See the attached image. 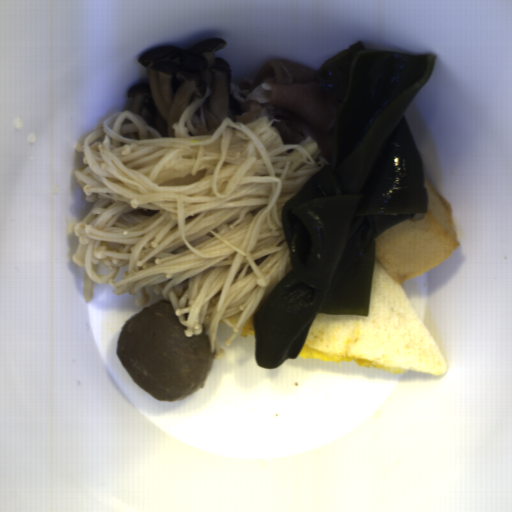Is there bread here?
Here are the masks:
<instances>
[{
	"label": "bread",
	"mask_w": 512,
	"mask_h": 512,
	"mask_svg": "<svg viewBox=\"0 0 512 512\" xmlns=\"http://www.w3.org/2000/svg\"><path fill=\"white\" fill-rule=\"evenodd\" d=\"M303 344L402 369L442 375L447 364L403 284L373 256L368 315H318Z\"/></svg>",
	"instance_id": "8d2b1439"
},
{
	"label": "bread",
	"mask_w": 512,
	"mask_h": 512,
	"mask_svg": "<svg viewBox=\"0 0 512 512\" xmlns=\"http://www.w3.org/2000/svg\"><path fill=\"white\" fill-rule=\"evenodd\" d=\"M241 316H242V311H241V312H239V313H236V314H234V315H231V316H229V317H226V318L231 322V324H232L233 326H237V324H238V322H239V320H240Z\"/></svg>",
	"instance_id": "cb027b5d"
}]
</instances>
